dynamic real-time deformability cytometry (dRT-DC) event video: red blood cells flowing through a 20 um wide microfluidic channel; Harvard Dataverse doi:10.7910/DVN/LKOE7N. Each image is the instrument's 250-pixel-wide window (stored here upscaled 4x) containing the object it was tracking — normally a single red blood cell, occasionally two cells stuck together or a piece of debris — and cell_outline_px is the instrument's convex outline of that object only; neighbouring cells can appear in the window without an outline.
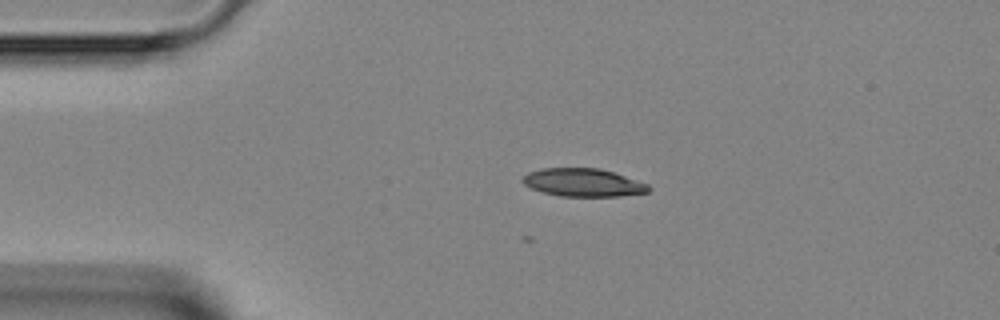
{"species": "Egyptian fruit bat (a non-hibernating species)", "species_latin": "Rousettus aegyptiacus", "temperature_condition": "room temperature", "stored_images_in_passage": 2, "camera_frame_rate_fps": 3000, "um_per_image_px": 0.085, "animal": {"sex": "female"}, "frame": {"image": 1, "passage_image": 2, "time_ms": 0.333, "image_size_px": [1000, 320], "cell_outline_px": [[652, 188], [648, 192], [620, 196], [560, 196], [544, 192], [532, 188], [524, 184], [520, 180], [528, 172], [544, 168], [600, 168], [648, 184]], "centroid_in_image_um": [49.56, 15.51], "position_along_channel_um": 35.4, "area_um2": 20.4}}